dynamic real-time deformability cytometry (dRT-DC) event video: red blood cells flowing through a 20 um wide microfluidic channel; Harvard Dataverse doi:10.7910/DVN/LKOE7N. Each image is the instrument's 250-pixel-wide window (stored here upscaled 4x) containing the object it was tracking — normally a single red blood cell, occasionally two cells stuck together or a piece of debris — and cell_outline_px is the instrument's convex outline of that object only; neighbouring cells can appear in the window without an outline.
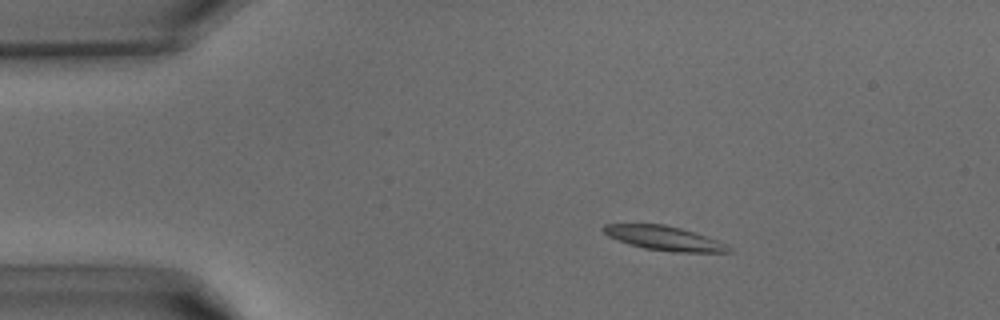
{"species": "common noctule bat (a hibernating species)", "species_latin": "Nyctalus noctula", "temperature_condition": "warm", "stored_images_in_passage": 34, "camera_frame_rate_fps": 3000, "um_per_image_px": 0.085, "animal": {"sex": "male", "body_mass_g": 15.6}, "frame": {"image": 1, "passage_image": 1, "time_ms": 0.0, "image_size_px": [1000, 320], "cell_outline_px": [[732, 252], [676, 252], [644, 248], [608, 236], [600, 228], [604, 224], [664, 224], [696, 232], [716, 240], [732, 248]], "centroid_in_image_um": [56.46, 20.24], "position_along_channel_um": 28.5, "area_um2": 17.46}}
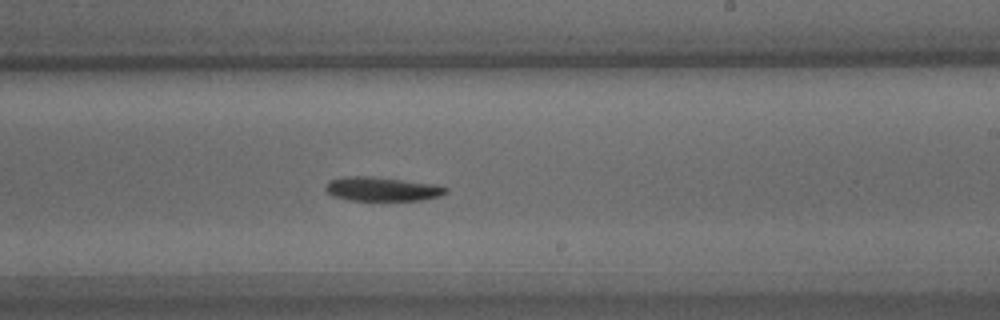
{"frame": {"image": 2, "passage_image": 18, "time_ms": 5.667, "image_size_px": [1000, 320], "cell_outline_px": [[448, 192], [440, 196], [424, 200], [352, 200], [332, 196], [324, 188], [324, 184], [332, 180], [348, 176], [372, 176], [436, 184], [448, 188]], "centroid_in_image_um": [32.5, 16.06], "position_along_channel_um": 256.5, "area_um2": 16.88}}
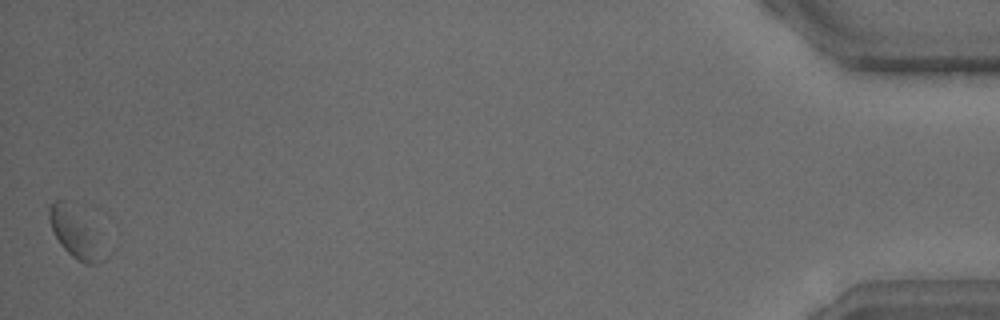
{"frame": {"image": 3, "passage_image": 34, "time_ms": 11.0, "image_size_px": [1000, 320], "cell_outline_px": [[116, 248], [104, 260], [96, 264], [88, 264], [72, 256], [60, 244], [52, 228], [48, 216], [48, 208], [56, 200], [64, 200]], "centroid_in_image_um": [6.63, 19.92], "position_along_channel_um": 428.6, "area_um2": 16.7}}